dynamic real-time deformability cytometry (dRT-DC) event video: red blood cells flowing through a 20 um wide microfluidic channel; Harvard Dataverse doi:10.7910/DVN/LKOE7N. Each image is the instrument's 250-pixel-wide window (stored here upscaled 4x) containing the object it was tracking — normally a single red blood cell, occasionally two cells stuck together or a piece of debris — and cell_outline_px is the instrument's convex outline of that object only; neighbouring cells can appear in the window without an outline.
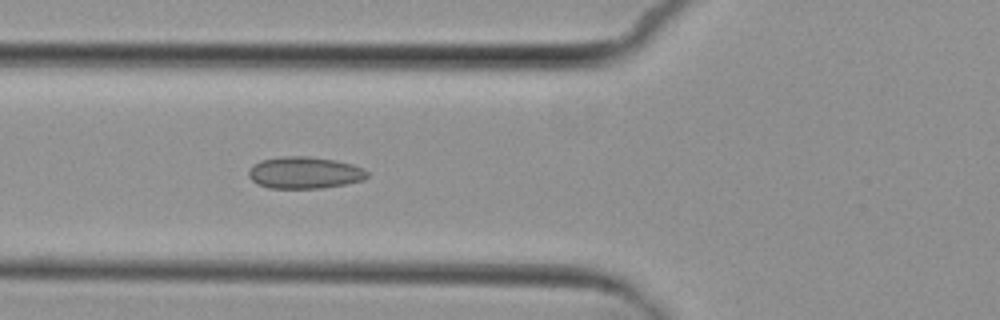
{"species": "common noctule bat (a hibernating species)", "species_latin": "Nyctalus noctula", "temperature_condition": "cold", "stored_images_in_passage": 6, "camera_frame_rate_fps": 3000, "um_per_image_px": 0.085, "animal": {"sex": "female", "body_mass_g": 29.2, "forearm_length_mm": 56.3}, "frame": {"image": 1, "passage_image": 6, "time_ms": 6.0, "image_size_px": [1000, 320], "cell_outline_px": [[368, 176], [364, 180], [344, 184], [320, 188], [268, 188], [256, 184], [248, 176], [248, 172], [252, 164], [260, 160], [284, 156], [308, 156], [336, 160], [352, 164], [364, 168], [368, 172]], "centroid_in_image_um": [25.87, 14.67], "position_along_channel_um": 99.9, "area_um2": 22.2}}